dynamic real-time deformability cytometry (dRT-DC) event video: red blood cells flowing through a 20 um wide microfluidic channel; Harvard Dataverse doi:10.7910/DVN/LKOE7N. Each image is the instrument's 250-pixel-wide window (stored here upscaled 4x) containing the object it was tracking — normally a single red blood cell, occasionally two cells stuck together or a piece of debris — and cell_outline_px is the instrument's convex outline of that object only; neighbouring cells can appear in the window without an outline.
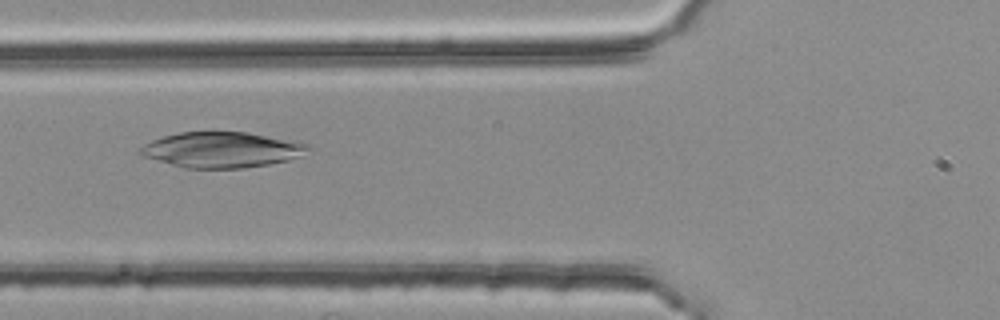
{"species": "common noctule bat (a hibernating species)", "species_latin": "Nyctalus noctula", "temperature_condition": "room temperature", "stored_images_in_passage": 7, "camera_frame_rate_fps": 3000, "um_per_image_px": 0.085, "animal": {"sex": "female", "body_mass_g": 25.1}, "frame": {"image": 1, "passage_image": 5, "time_ms": 1.333, "image_size_px": [1000, 320], "cell_outline_px": [[312, 148], [304, 156], [288, 160], [268, 164], [244, 168], [184, 168], [144, 156], [136, 152], [136, 148], [152, 140], [164, 136], [180, 132], [248, 132], [312, 144]], "centroid_in_image_um": [18.89, 12.73], "position_along_channel_um": 106.9, "area_um2": 35.03}}
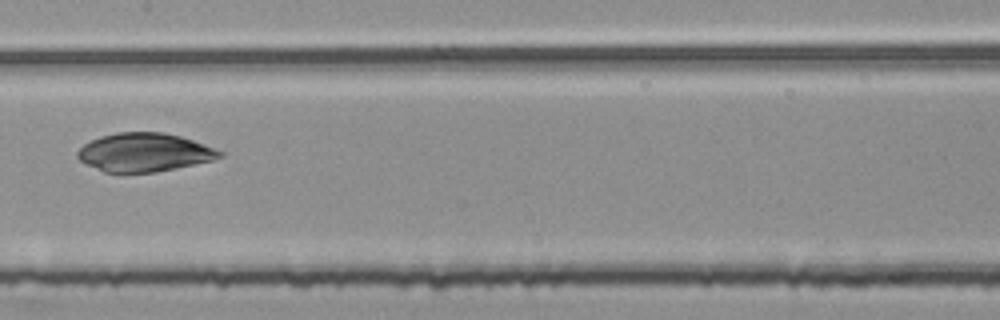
{"frame": {"image": 2, "passage_image": 7, "time_ms": 2.0, "image_size_px": [1000, 320], "cell_outline_px": [[224, 156], [212, 160], [156, 172], [104, 172], [84, 164], [76, 156], [76, 152], [84, 144], [100, 136], [116, 132], [164, 132], [180, 136], [204, 144], [224, 152]], "centroid_in_image_um": [12.24, 12.94], "position_along_channel_um": 195.2, "area_um2": 31.85}}